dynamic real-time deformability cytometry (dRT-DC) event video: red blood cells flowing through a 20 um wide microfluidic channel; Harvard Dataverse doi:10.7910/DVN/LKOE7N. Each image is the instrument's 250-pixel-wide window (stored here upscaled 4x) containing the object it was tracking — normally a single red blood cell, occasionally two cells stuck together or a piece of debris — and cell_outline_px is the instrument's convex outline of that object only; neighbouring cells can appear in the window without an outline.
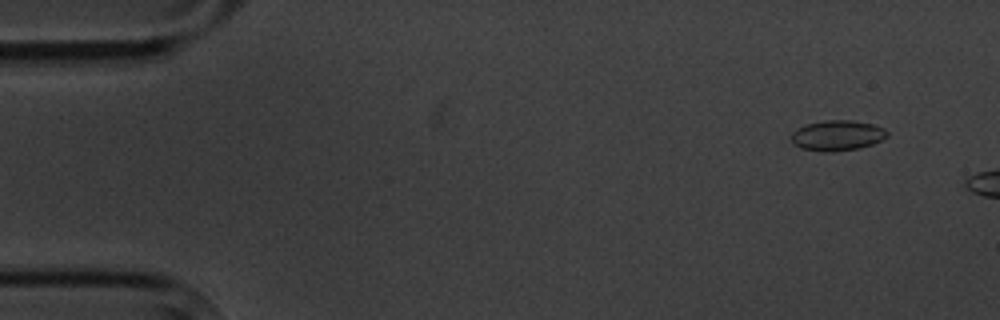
{"species": "common noctule bat (a hibernating species)", "species_latin": "Nyctalus noctula", "temperature_condition": "cold", "stored_images_in_passage": 2, "camera_frame_rate_fps": 3000, "um_per_image_px": 0.085, "animal": {"sex": "male", "body_mass_g": 20.1, "forearm_length_mm": 53.5}, "frame": {"image": 1, "passage_image": 1, "time_ms": 0.0, "image_size_px": [1000, 320], "cell_outline_px": [[888, 136], [872, 144], [860, 148], [832, 152], [820, 152], [800, 148], [792, 144], [792, 132], [796, 128], [804, 124], [824, 120], [852, 120], [872, 124], [884, 128], [888, 132]], "centroid_in_image_um": [71.13, 11.52], "position_along_channel_um": 13.9, "area_um2": 17.22}}